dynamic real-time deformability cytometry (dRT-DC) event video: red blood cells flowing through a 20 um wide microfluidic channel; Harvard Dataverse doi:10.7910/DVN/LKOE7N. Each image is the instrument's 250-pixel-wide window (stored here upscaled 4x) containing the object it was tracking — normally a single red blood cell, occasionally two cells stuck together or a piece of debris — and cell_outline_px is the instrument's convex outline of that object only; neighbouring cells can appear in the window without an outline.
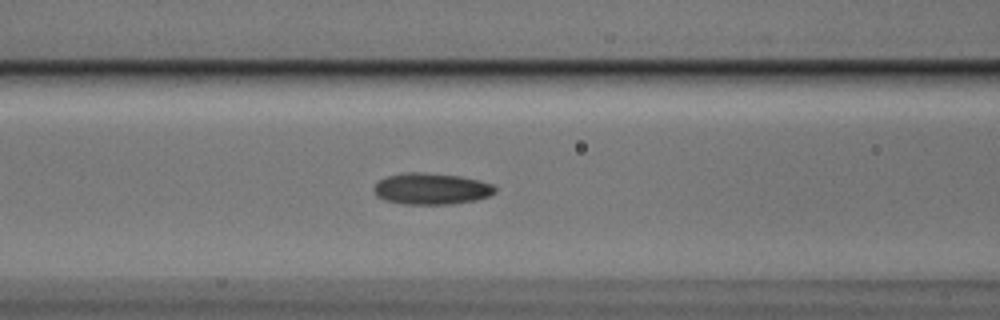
{"species": "Egyptian fruit bat (a non-hibernating species)", "species_latin": "Rousettus aegyptiacus", "temperature_condition": "cold", "stored_images_in_passage": 37, "camera_frame_rate_fps": 3000, "um_per_image_px": 0.085, "animal": {"sex": "male"}, "frame": {"image": 1, "passage_image": 10, "time_ms": 3.0, "image_size_px": [1000, 320], "cell_outline_px": [[496, 192], [488, 196], [476, 200], [452, 204], [400, 204], [384, 200], [376, 196], [372, 188], [376, 180], [388, 176], [408, 172], [420, 172], [460, 176], [492, 184], [496, 188]], "centroid_in_image_um": [36.6, 16.05], "position_along_channel_um": 130.0, "area_um2": 22.31}}
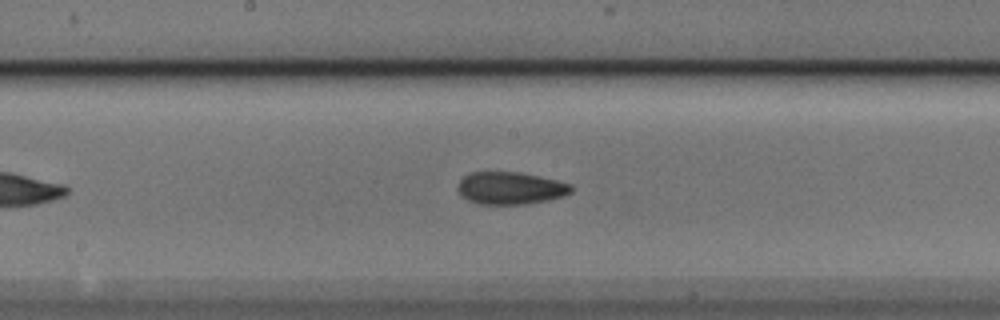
{"frame": {"image": 2, "passage_image": 16, "time_ms": 5.0, "image_size_px": [1000, 320], "cell_outline_px": [[572, 192], [564, 196], [548, 200], [524, 204], [476, 204], [460, 196], [456, 188], [460, 180], [464, 176], [472, 172], [520, 172], [540, 176], [572, 184]], "centroid_in_image_um": [43.37, 15.99], "position_along_channel_um": 204.8, "area_um2": 21.62}}
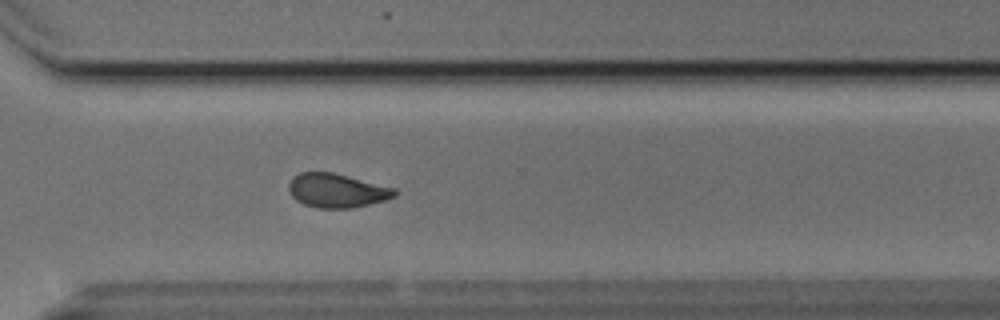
{"frame": {"image": 3, "passage_image": 27, "time_ms": 8.667, "image_size_px": [1000, 320], "cell_outline_px": [[396, 196], [384, 200], [352, 208], [316, 208], [304, 204], [296, 200], [292, 196], [288, 188], [288, 184], [300, 172], [332, 172], [396, 188]], "centroid_in_image_um": [28.63, 16.2], "position_along_channel_um": 342.0, "area_um2": 20.81}, "authors_computed_cell_mechanics": {"area_um2": 21.5594, "velocity_mm_per_s": 3.7501, "shape_relaxation_time_tau1_ms": 4.507, "shape_relaxation_time_tau2_ms": 2.7074, "deformation_change_tau1": 0.1071, "deformation_change_tau2": 0.0888}}